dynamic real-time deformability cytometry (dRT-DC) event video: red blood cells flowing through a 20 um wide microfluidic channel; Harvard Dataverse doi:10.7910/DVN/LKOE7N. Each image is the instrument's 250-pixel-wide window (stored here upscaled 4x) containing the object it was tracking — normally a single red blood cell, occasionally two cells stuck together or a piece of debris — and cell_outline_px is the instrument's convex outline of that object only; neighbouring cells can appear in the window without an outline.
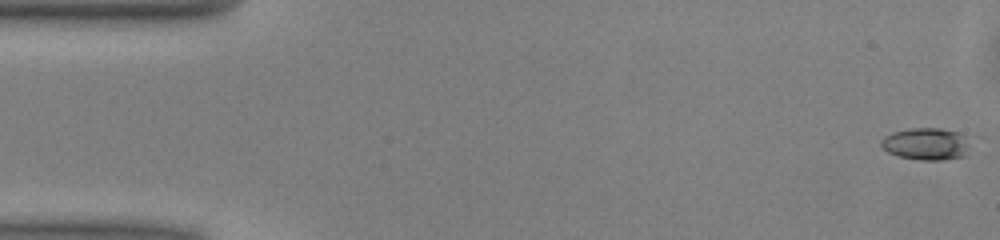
{"species": "common noctule bat (a hibernating species)", "species_latin": "Nyctalus noctula", "temperature_condition": "warm", "stored_images_in_passage": 51, "camera_frame_rate_fps": 3000, "um_per_image_px": 0.085, "animal": {"sex": "male", "body_mass_g": 13.0, "forearm_length_mm": 53.1}, "frame": {"image": 1, "passage_image": 1, "time_ms": 0.0, "image_size_px": [1000, 240], "cell_outline_px": [[968, 144], [964, 156], [944, 160], [920, 160], [896, 156], [888, 152], [880, 144], [880, 140], [884, 136], [892, 132], [912, 128], [940, 128], [960, 132]], "centroid_in_image_um": [78.67, 12.23], "position_along_channel_um": 6.3, "area_um2": 16.59}}
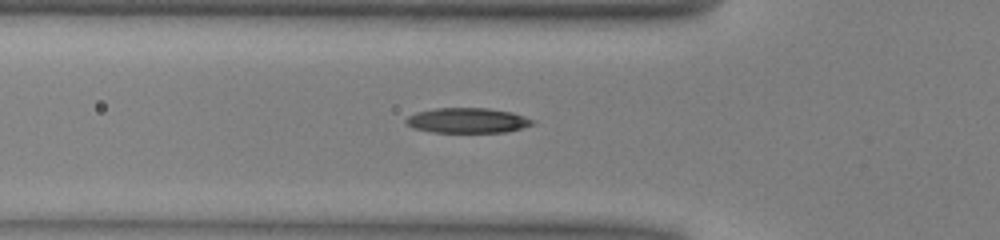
{"frame": {"image": 2, "passage_image": 17, "time_ms": 5.333, "image_size_px": [1000, 240], "cell_outline_px": [[536, 124], [504, 132], [432, 132], [412, 128], [404, 120], [408, 116], [416, 112], [436, 108], [488, 108], [512, 112], [536, 120]], "centroid_in_image_um": [39.75, 10.23], "position_along_channel_um": 86.1, "area_um2": 18.55}}
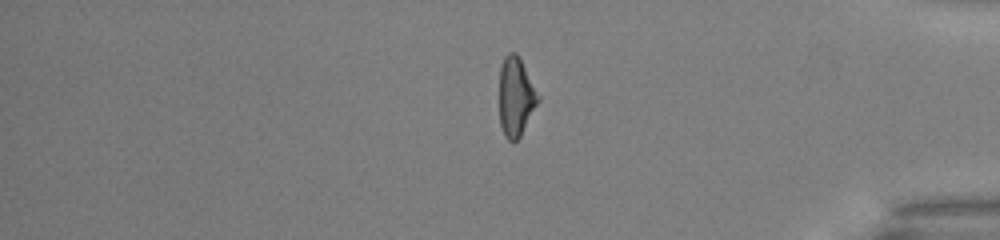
{"frame": {"image": 3, "passage_image": 42, "time_ms": 13.667, "image_size_px": [1000, 240], "cell_outline_px": [[540, 100], [520, 136], [512, 144], [504, 136], [500, 124], [500, 64], [504, 56], [508, 52], [516, 52], [520, 56], [540, 96]], "centroid_in_image_um": [43.85, 8.2], "position_along_channel_um": 391.3, "area_um2": 18.15}, "authors_computed_cell_mechanics": {"area_um2": 18.207, "velocity_mm_per_s": 4.048, "shape_relaxation_time_tau1_ms": 3.6567, "shape_relaxation_time_tau2_ms": 3.1241, "deformation_change_tau1": 0.1528, "deformation_change_tau2": 0.1238}}